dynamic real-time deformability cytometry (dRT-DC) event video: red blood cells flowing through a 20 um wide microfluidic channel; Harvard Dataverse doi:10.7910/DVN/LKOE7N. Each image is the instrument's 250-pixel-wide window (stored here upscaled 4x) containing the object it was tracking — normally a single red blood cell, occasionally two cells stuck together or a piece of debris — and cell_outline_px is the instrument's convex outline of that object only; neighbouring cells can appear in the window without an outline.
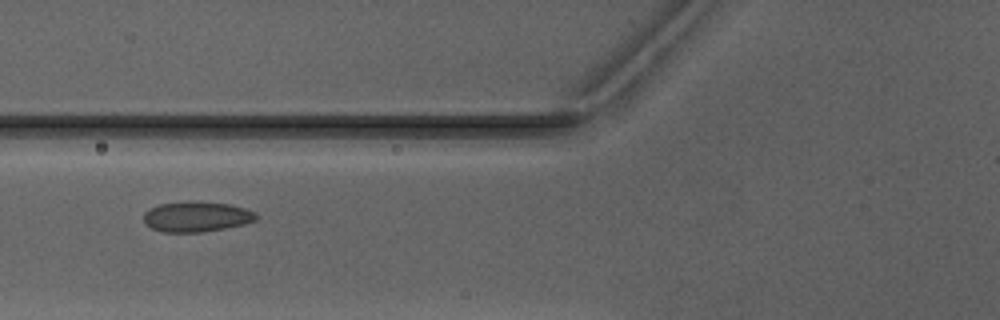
{"species": "Egyptian fruit bat (a non-hibernating species)", "species_latin": "Rousettus aegyptiacus", "temperature_condition": "warm", "stored_images_in_passage": 7, "camera_frame_rate_fps": 3000, "um_per_image_px": 0.085, "animal": {"sex": "male"}, "frame": {"image": 1, "passage_image": 6, "time_ms": 7.0, "image_size_px": [1000, 320], "cell_outline_px": [[260, 216], [256, 220], [244, 224], [224, 228], [200, 232], [164, 232], [152, 228], [144, 224], [144, 212], [148, 208], [160, 204], [228, 204], [244, 208], [256, 212]], "centroid_in_image_um": [16.71, 18.46], "position_along_channel_um": 109.1, "area_um2": 19.07}}
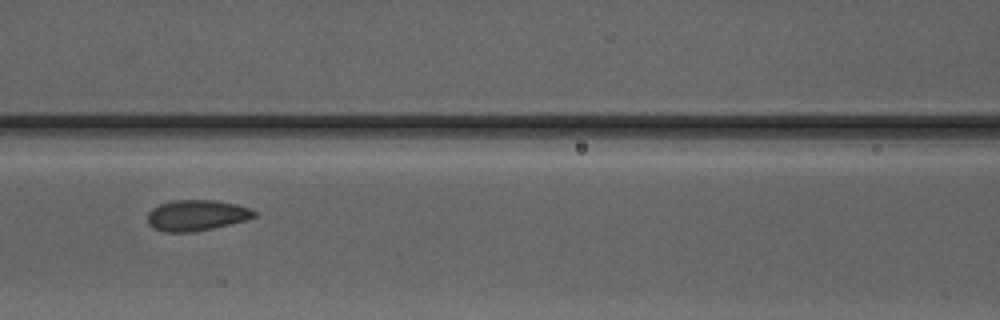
{"frame": {"image": 2, "passage_image": 7, "time_ms": 8.0, "image_size_px": [1000, 320], "cell_outline_px": [[256, 216], [248, 220], [212, 228], [192, 232], [164, 232], [152, 228], [148, 224], [148, 212], [152, 208], [160, 204], [172, 200], [216, 200], [236, 204], [252, 208], [256, 212]], "centroid_in_image_um": [16.71, 18.3], "position_along_channel_um": 149.9, "area_um2": 19.36}}